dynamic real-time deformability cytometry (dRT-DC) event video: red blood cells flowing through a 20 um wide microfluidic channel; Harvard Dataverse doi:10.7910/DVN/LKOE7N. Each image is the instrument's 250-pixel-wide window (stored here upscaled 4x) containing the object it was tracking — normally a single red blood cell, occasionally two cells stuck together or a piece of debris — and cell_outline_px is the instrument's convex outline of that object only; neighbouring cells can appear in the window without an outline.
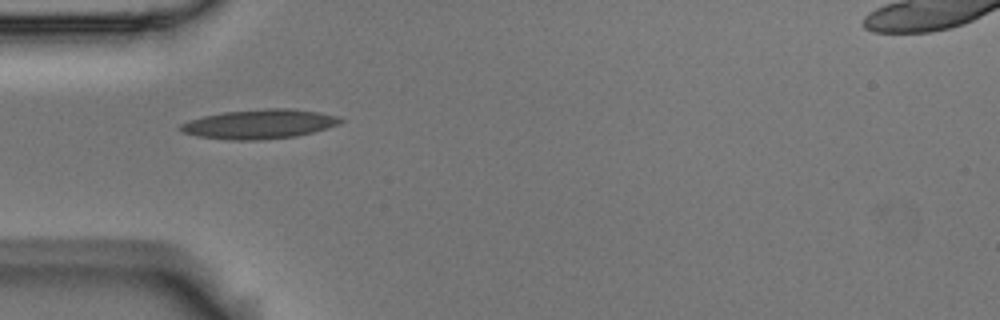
{"species": "Egyptian fruit bat (a non-hibernating species)", "species_latin": "Rousettus aegyptiacus", "temperature_condition": "room temperature", "stored_images_in_passage": 5, "camera_frame_rate_fps": 3000, "um_per_image_px": 0.085, "animal": {"sex": "male"}, "frame": {"image": 1, "passage_image": 4, "time_ms": 1.0, "image_size_px": [1000, 320], "cell_outline_px": [[344, 120], [340, 124], [328, 128], [296, 136], [260, 140], [228, 140], [196, 136], [180, 132], [176, 128], [180, 124], [188, 120], [204, 116], [224, 112], [268, 108], [288, 108], [316, 112], [336, 116]], "centroid_in_image_um": [21.98, 10.56], "position_along_channel_um": 63.0, "area_um2": 27.46}}
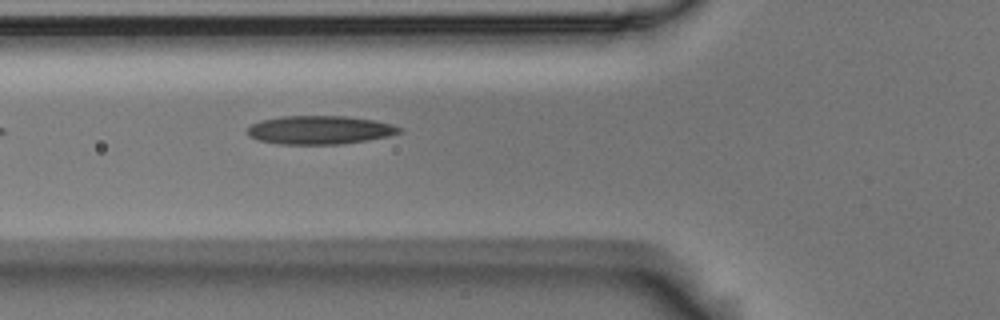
{"frame": {"image": 2, "passage_image": 5, "time_ms": 1.333, "image_size_px": [1000, 320], "cell_outline_px": [[404, 132], [388, 136], [368, 140], [344, 144], [280, 144], [256, 140], [248, 136], [248, 128], [252, 124], [260, 120], [280, 116], [344, 116], [376, 120], [392, 124], [404, 128]], "centroid_in_image_um": [27.21, 11.05], "position_along_channel_um": 98.6, "area_um2": 25.55}}